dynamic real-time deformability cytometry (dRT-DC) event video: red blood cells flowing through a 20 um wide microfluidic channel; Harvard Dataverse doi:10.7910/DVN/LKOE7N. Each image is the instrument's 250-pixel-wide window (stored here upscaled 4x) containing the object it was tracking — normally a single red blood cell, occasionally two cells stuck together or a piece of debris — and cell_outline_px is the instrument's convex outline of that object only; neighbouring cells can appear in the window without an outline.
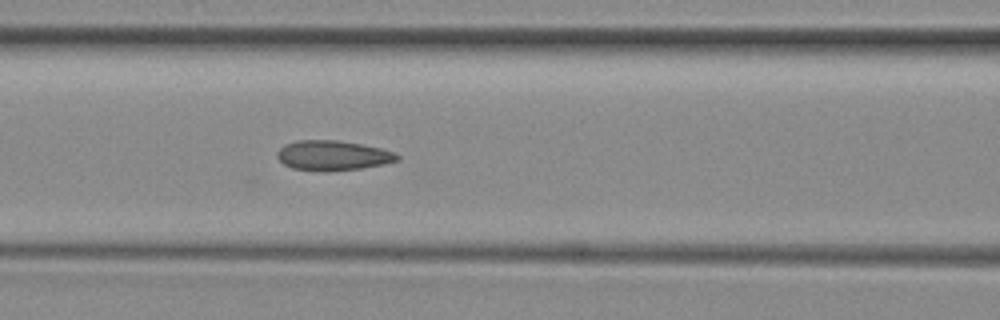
{"species": "common noctule bat (a hibernating species)", "species_latin": "Nyctalus noctula", "temperature_condition": "room temperature", "stored_images_in_passage": 5, "camera_frame_rate_fps": 3000, "um_per_image_px": 0.085, "animal": {"sex": "female", "body_mass_g": 29.2, "forearm_length_mm": 56.3}, "frame": {"image": 1, "passage_image": 5, "time_ms": 5.667, "image_size_px": [1000, 320], "cell_outline_px": [[400, 160], [384, 164], [360, 168], [292, 168], [284, 164], [276, 156], [276, 152], [284, 144], [296, 140], [340, 140], [380, 148], [396, 152], [400, 156]], "centroid_in_image_um": [28.31, 13.15], "position_along_channel_um": 138.3, "area_um2": 20.11}}